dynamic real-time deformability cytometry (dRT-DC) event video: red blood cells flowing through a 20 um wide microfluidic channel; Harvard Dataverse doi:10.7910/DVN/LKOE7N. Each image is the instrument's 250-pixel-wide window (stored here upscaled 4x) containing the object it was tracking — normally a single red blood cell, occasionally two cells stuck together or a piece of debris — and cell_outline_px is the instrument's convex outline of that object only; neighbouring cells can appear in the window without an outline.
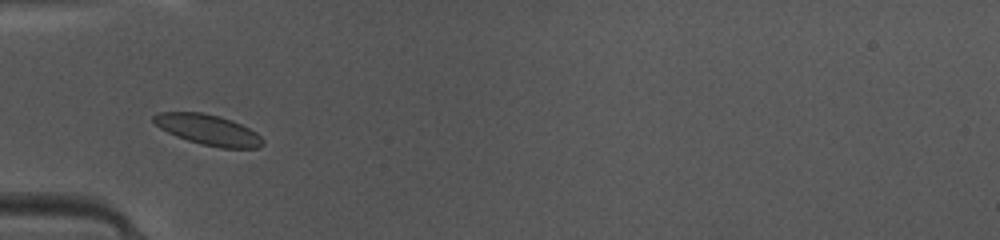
{"species": "common noctule bat (a hibernating species)", "species_latin": "Nyctalus noctula", "temperature_condition": "warm", "stored_images_in_passage": 34, "camera_frame_rate_fps": 3000, "um_per_image_px": 0.085, "animal": {"sex": "female", "body_mass_g": 10.0, "forearm_length_mm": 53.1}, "frame": {"image": 1, "passage_image": 2, "time_ms": 0.333, "image_size_px": [1000, 240], "cell_outline_px": [[264, 144], [260, 148], [220, 148], [200, 144], [176, 136], [160, 128], [152, 120], [152, 116], [156, 112], [200, 112], [220, 116], [232, 120], [256, 132], [264, 140]], "centroid_in_image_um": [17.69, 11.03], "position_along_channel_um": 67.3, "area_um2": 19.48}}
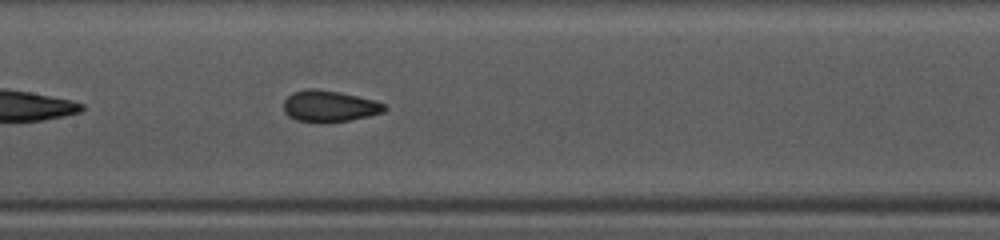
{"frame": {"image": 2, "passage_image": 10, "time_ms": 3.0, "image_size_px": [1000, 240], "cell_outline_px": [[388, 108], [384, 112], [368, 116], [328, 124], [320, 124], [296, 120], [288, 116], [284, 112], [284, 100], [292, 92], [308, 88], [316, 88], [340, 92], [376, 100], [384, 104]], "centroid_in_image_um": [27.98, 9.04], "position_along_channel_um": 179.4, "area_um2": 18.9}}
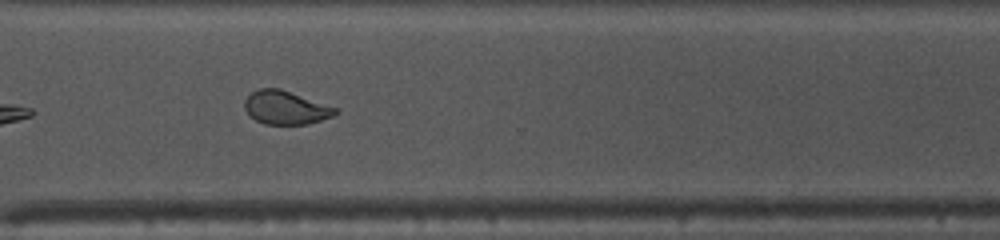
{"frame": {"image": 3, "passage_image": 22, "time_ms": 7.0, "image_size_px": [1000, 240], "cell_outline_px": [[336, 116], [308, 124], [264, 124], [256, 120], [244, 108], [244, 100], [252, 92], [260, 88], [280, 88], [336, 108]], "centroid_in_image_um": [24.28, 9.15], "position_along_channel_um": 346.3, "area_um2": 17.51}, "authors_computed_cell_mechanics": {"area_um2": 18.5827, "velocity_mm_per_s": 4.1833, "shape_relaxation_time_tau1_ms": 4.4045, "shape_relaxation_time_tau2_ms": null, "deformation_change_tau1": 0.1277, "deformation_change_tau2": null}}